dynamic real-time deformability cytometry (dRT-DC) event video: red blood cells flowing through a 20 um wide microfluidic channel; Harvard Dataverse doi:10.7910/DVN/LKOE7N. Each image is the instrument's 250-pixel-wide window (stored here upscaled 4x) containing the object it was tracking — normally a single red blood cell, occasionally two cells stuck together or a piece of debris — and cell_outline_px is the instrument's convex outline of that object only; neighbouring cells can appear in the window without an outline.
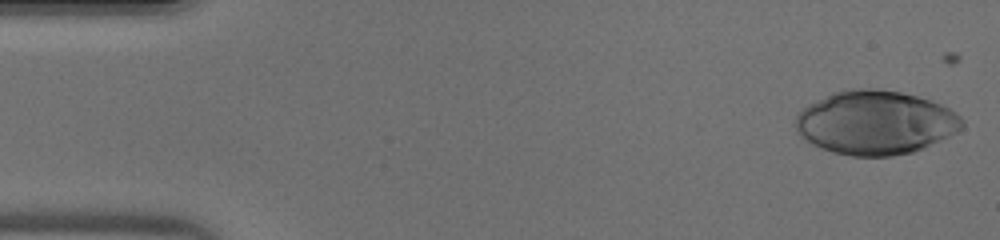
{"species": "human", "species_latin": "Homo sapiens", "temperature_condition": "warm", "stored_images_in_passage": 45, "camera_frame_rate_fps": 3000, "um_per_image_px": 0.085, "donor": {"sex": "male"}, "frame": {"image": 1, "passage_image": 1, "time_ms": 0.0, "image_size_px": [1000, 240], "cell_outline_px": [[964, 124], [956, 132], [924, 148], [912, 152], [892, 156], [852, 156], [832, 152], [812, 144], [800, 136], [796, 132], [796, 116], [808, 104], [832, 92], [852, 88], [876, 88], [900, 92], [916, 96], [940, 104], [948, 108], [960, 116], [964, 120]], "centroid_in_image_um": [74.39, 10.42], "position_along_channel_um": 10.6, "area_um2": 61.9}}
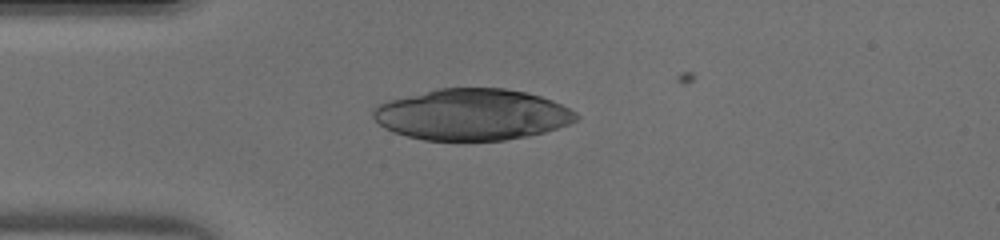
{"frame": {"image": 2, "passage_image": 11, "time_ms": 3.333, "image_size_px": [1000, 240], "cell_outline_px": [[580, 116], [576, 120], [568, 124], [544, 132], [528, 136], [504, 140], [424, 140], [408, 136], [384, 128], [372, 116], [372, 108], [388, 100], [440, 88], [504, 88], [528, 92], [552, 100], [576, 112]], "centroid_in_image_um": [40.13, 9.73], "position_along_channel_um": 44.9, "area_um2": 60.46}}
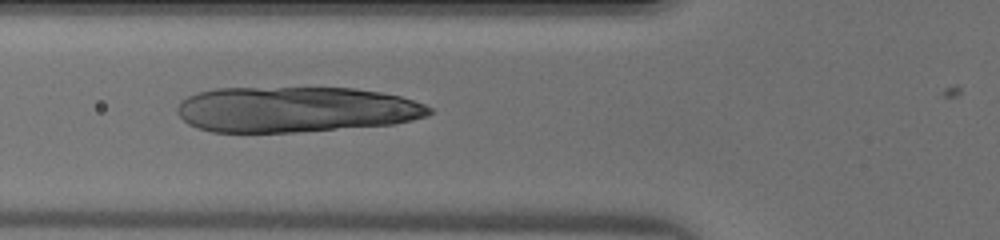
{"frame": {"image": 3, "passage_image": 16, "time_ms": 5.0, "image_size_px": [1000, 240], "cell_outline_px": [[432, 112], [428, 116], [396, 124], [296, 132], [212, 132], [188, 124], [176, 112], [176, 108], [180, 100], [196, 92], [216, 88], [356, 88], [380, 92], [400, 96], [424, 104], [432, 108]], "centroid_in_image_um": [25.11, 9.3], "position_along_channel_um": 100.7, "area_um2": 67.28}}